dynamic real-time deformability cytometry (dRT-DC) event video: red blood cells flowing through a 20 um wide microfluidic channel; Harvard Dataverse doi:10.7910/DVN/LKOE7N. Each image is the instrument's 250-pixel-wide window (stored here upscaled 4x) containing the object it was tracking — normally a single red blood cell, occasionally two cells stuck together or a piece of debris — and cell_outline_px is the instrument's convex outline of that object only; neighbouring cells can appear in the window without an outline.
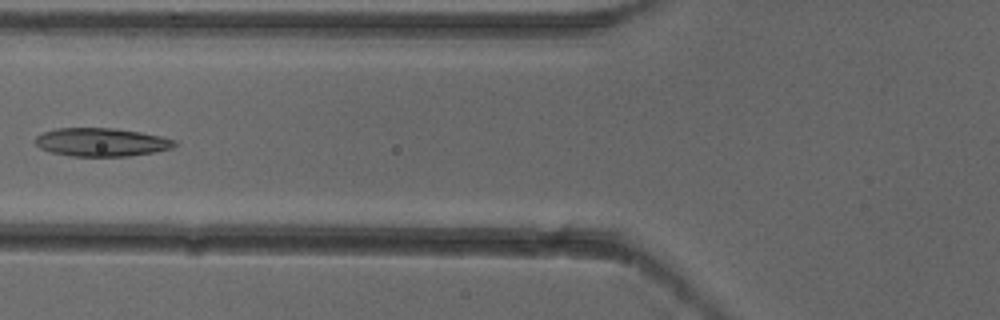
{"species": "common noctule bat (a hibernating species)", "species_latin": "Nyctalus noctula", "temperature_condition": "cold", "stored_images_in_passage": 7, "camera_frame_rate_fps": 3000, "um_per_image_px": 0.085, "animal": {"sex": "female"}, "frame": {"image": 1, "passage_image": 6, "time_ms": 1.667, "image_size_px": [1000, 320], "cell_outline_px": [[176, 144], [172, 148], [156, 152], [128, 156], [72, 156], [52, 152], [40, 148], [36, 144], [36, 136], [44, 132], [56, 128], [112, 128], [140, 132], [160, 136], [176, 140]], "centroid_in_image_um": [8.64, 12.08], "position_along_channel_um": 117.2, "area_um2": 22.89}}
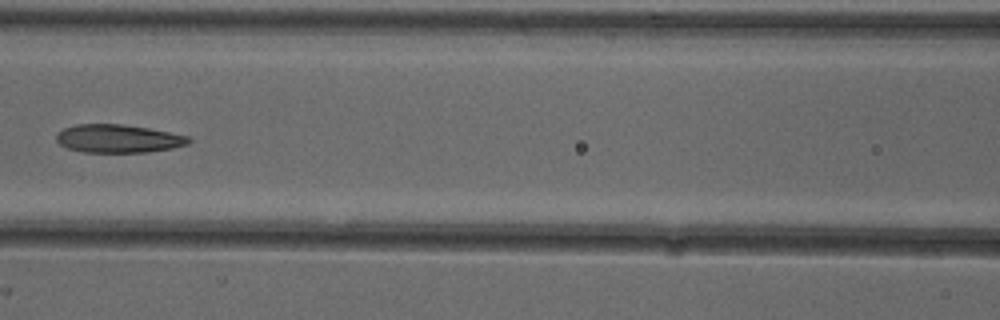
{"frame": {"image": 2, "passage_image": 7, "time_ms": 2.0, "image_size_px": [1000, 320], "cell_outline_px": [[192, 140], [188, 144], [172, 148], [148, 152], [84, 152], [68, 148], [60, 144], [56, 140], [56, 132], [64, 128], [76, 124], [120, 124], [148, 128], [188, 136]], "centroid_in_image_um": [10.03, 11.78], "position_along_channel_um": 156.6, "area_um2": 21.68}}